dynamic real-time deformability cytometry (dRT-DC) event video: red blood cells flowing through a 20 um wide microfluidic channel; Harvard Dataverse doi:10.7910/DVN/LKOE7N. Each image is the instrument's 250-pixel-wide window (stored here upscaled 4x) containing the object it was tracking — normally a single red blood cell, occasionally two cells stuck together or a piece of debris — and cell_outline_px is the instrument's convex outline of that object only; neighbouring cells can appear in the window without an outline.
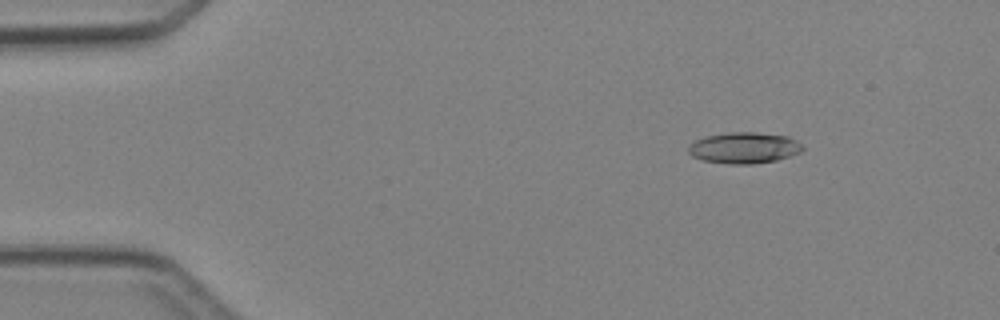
{"species": "Egyptian fruit bat (a non-hibernating species)", "species_latin": "Rousettus aegyptiacus", "temperature_condition": "cold", "stored_images_in_passage": 3, "camera_frame_rate_fps": 3000, "um_per_image_px": 0.085, "animal": {"sex": "female"}, "frame": {"image": 1, "passage_image": 1, "time_ms": 0.0, "image_size_px": [1000, 320], "cell_outline_px": [[804, 148], [800, 152], [776, 160], [752, 164], [728, 164], [704, 160], [692, 156], [688, 152], [688, 144], [696, 140], [708, 136], [732, 132], [756, 132], [788, 136], [796, 140]], "centroid_in_image_um": [63.24, 12.56], "position_along_channel_um": 21.8, "area_um2": 20.58}}